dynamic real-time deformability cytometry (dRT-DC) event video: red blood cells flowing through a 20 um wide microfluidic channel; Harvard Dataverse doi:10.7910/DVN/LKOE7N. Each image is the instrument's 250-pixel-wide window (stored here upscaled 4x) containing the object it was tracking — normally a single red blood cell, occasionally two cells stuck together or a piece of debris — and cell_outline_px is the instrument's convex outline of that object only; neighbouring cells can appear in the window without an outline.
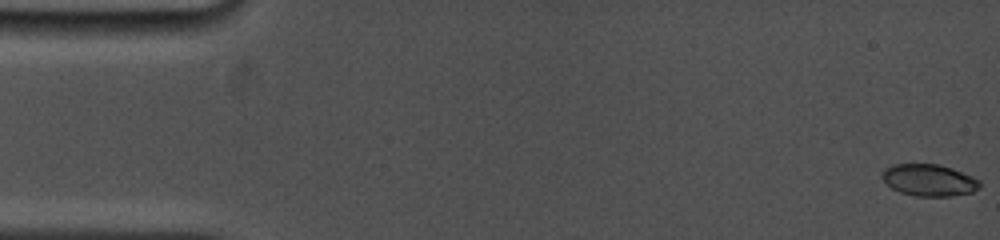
{"species": "common noctule bat (a hibernating species)", "species_latin": "Nyctalus noctula", "temperature_condition": "cold", "stored_images_in_passage": 6, "camera_frame_rate_fps": 5000, "um_per_image_px": 0.085, "animal": {"sex": "female", "body_mass_g": 19.0, "forearm_length_mm": 53.3}, "frame": {"image": 1, "passage_image": 1, "time_ms": 0.0, "image_size_px": [1000, 240], "cell_outline_px": [[980, 188], [972, 192], [952, 196], [916, 196], [900, 192], [892, 188], [880, 176], [884, 168], [892, 164], [936, 164], [952, 168], [972, 176], [980, 180]], "centroid_in_image_um": [78.96, 15.31], "position_along_channel_um": 6.0, "area_um2": 18.15}}
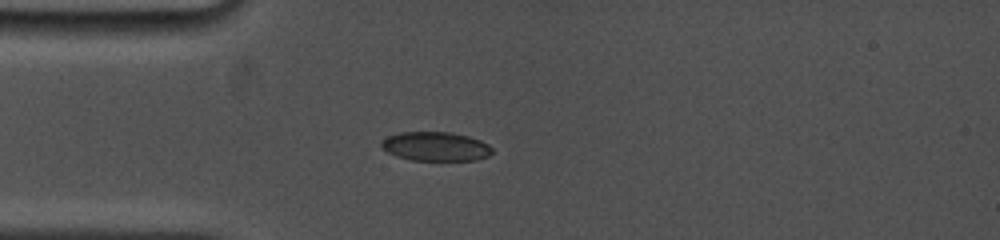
{"frame": {"image": 2, "passage_image": 5, "time_ms": 4.4, "image_size_px": [1000, 240], "cell_outline_px": [[492, 152], [488, 156], [476, 160], [412, 160], [396, 156], [380, 148], [380, 140], [388, 136], [400, 132], [452, 132], [468, 136], [480, 140], [488, 144], [492, 148]], "centroid_in_image_um": [37.0, 12.44], "position_along_channel_um": 48.0, "area_um2": 18.9}}